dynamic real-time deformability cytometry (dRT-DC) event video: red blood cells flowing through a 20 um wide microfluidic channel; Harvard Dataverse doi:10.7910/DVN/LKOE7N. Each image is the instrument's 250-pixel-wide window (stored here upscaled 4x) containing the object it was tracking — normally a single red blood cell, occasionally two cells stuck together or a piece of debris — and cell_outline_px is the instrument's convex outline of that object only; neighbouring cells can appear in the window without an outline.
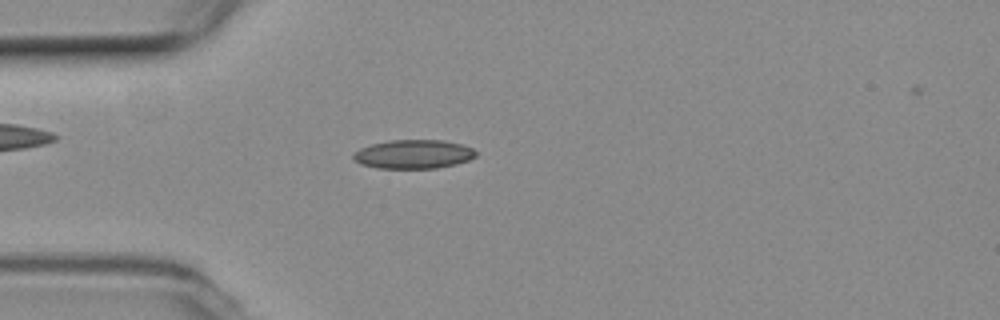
{"species": "common noctule bat (a hibernating species)", "species_latin": "Nyctalus noctula", "temperature_condition": "room temperature", "stored_images_in_passage": 43, "camera_frame_rate_fps": 3000, "um_per_image_px": 0.085, "animal": {"sex": "female", "body_mass_g": 19.3, "forearm_length_mm": 54.1}, "frame": {"image": 1, "passage_image": 4, "time_ms": 1.0, "image_size_px": [1000, 320], "cell_outline_px": [[476, 156], [468, 160], [456, 164], [436, 168], [376, 168], [360, 164], [352, 160], [352, 152], [360, 148], [372, 144], [388, 140], [444, 140], [460, 144], [472, 148], [476, 152]], "centroid_in_image_um": [35.09, 13.11], "position_along_channel_um": 49.9, "area_um2": 20.75}}
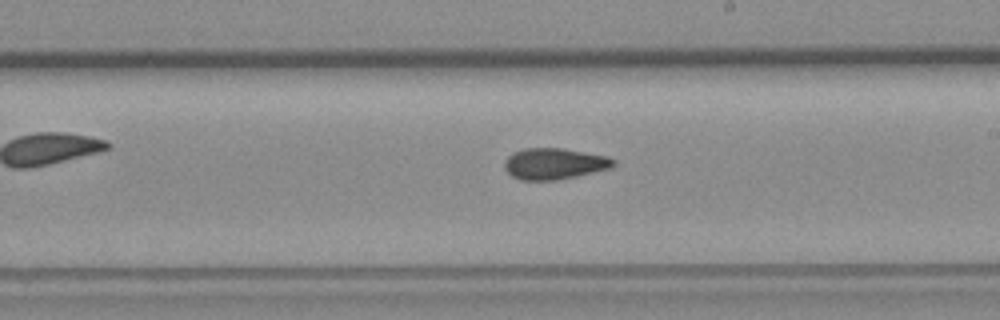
{"frame": {"image": 2, "passage_image": 20, "time_ms": 6.333, "image_size_px": [1000, 320], "cell_outline_px": [[616, 164], [612, 168], [576, 176], [556, 180], [520, 180], [512, 176], [504, 168], [504, 160], [512, 152], [524, 148], [560, 148], [608, 156], [616, 160]], "centroid_in_image_um": [47.11, 13.91], "position_along_channel_um": 241.9, "area_um2": 19.94}}
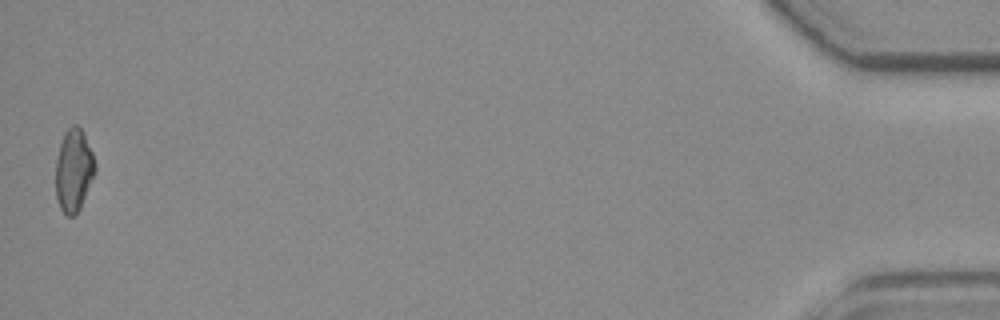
{"frame": {"image": 3, "passage_image": 43, "time_ms": 14.0, "image_size_px": [1000, 320], "cell_outline_px": [[96, 172], [80, 208], [72, 216], [68, 216], [60, 208], [56, 196], [56, 160], [60, 144], [64, 132], [72, 124], [76, 124], [84, 132], [92, 152], [96, 164]], "centroid_in_image_um": [6.28, 14.44], "position_along_channel_um": 428.9, "area_um2": 19.02}, "authors_computed_cell_mechanics": {"area_um2": 19.363, "velocity_mm_per_s": 3.7641, "shape_relaxation_time_tau1_ms": null, "shape_relaxation_time_tau2_ms": 4.6504, "deformation_change_tau1": null, "deformation_change_tau2": 0.1152}}